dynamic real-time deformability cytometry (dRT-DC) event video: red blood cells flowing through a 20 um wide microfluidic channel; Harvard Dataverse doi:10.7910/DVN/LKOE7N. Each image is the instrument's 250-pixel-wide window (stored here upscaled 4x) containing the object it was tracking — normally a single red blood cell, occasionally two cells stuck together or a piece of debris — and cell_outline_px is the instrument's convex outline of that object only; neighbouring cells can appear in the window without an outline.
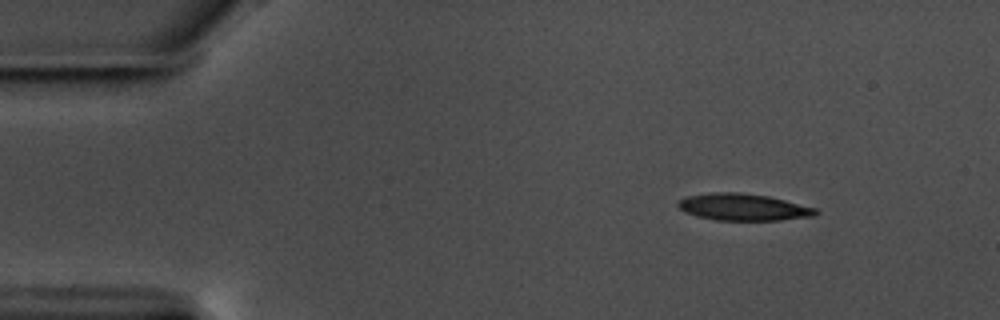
{"species": "common noctule bat (a hibernating species)", "species_latin": "Nyctalus noctula", "temperature_condition": "warm", "stored_images_in_passage": 51, "camera_frame_rate_fps": 3000, "um_per_image_px": 0.085, "animal": {"sex": "male", "body_mass_g": 17.5, "forearm_length_mm": 52.3}, "frame": {"image": 1, "passage_image": 1, "time_ms": 0.0, "image_size_px": [1000, 320], "cell_outline_px": [[820, 212], [812, 216], [780, 220], [716, 220], [696, 216], [684, 212], [676, 204], [680, 200], [688, 196], [712, 192], [740, 192], [768, 196], [816, 208]], "centroid_in_image_um": [63.16, 17.6], "position_along_channel_um": 21.8, "area_um2": 21.44}}
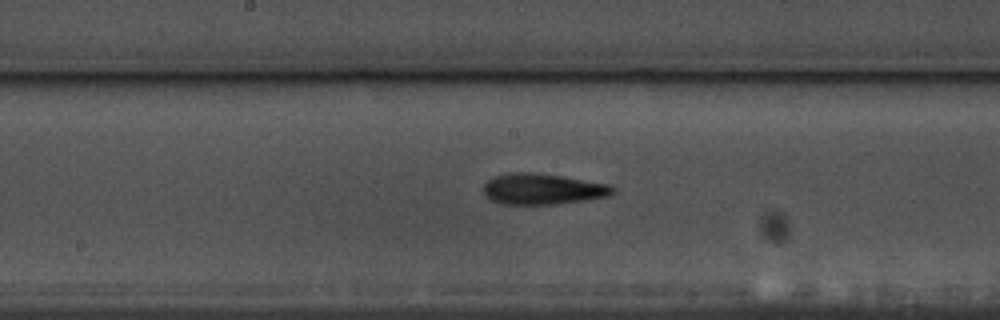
{"frame": {"image": 2, "passage_image": 23, "time_ms": 7.333, "image_size_px": [1000, 320], "cell_outline_px": [[616, 192], [608, 196], [584, 200], [556, 204], [504, 204], [492, 200], [484, 196], [484, 184], [488, 180], [496, 176], [512, 172], [536, 172], [612, 184], [616, 188]], "centroid_in_image_um": [46.17, 16.06], "position_along_channel_um": 202.0, "area_um2": 23.41}}
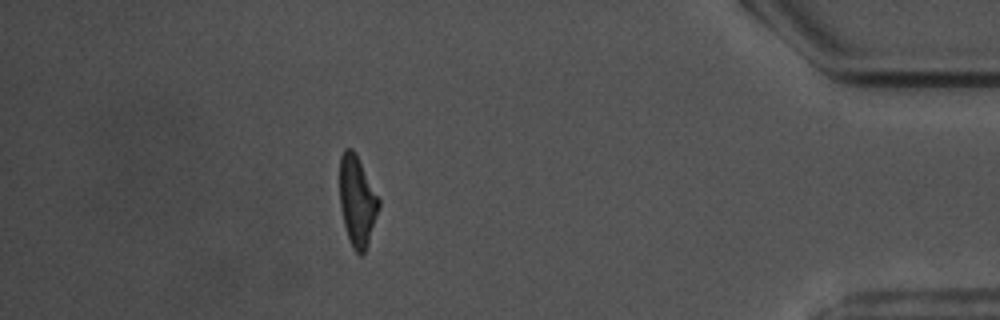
{"frame": {"image": 3, "passage_image": 44, "time_ms": 14.333, "image_size_px": [1000, 320], "cell_outline_px": [[380, 208], [368, 244], [364, 252], [360, 256], [352, 248], [344, 224], [340, 208], [340, 156], [344, 148], [352, 148], [380, 200]], "centroid_in_image_um": [30.36, 17.12], "position_along_channel_um": 404.8, "area_um2": 20.4}, "authors_computed_cell_mechanics": {"area_um2": 21.9062, "velocity_mm_per_s": 3.5758, "shape_relaxation_time_tau1_ms": 5.3748, "shape_relaxation_time_tau2_ms": 4.1002, "deformation_change_tau1": 0.1868, "deformation_change_tau2": 0.1368}}